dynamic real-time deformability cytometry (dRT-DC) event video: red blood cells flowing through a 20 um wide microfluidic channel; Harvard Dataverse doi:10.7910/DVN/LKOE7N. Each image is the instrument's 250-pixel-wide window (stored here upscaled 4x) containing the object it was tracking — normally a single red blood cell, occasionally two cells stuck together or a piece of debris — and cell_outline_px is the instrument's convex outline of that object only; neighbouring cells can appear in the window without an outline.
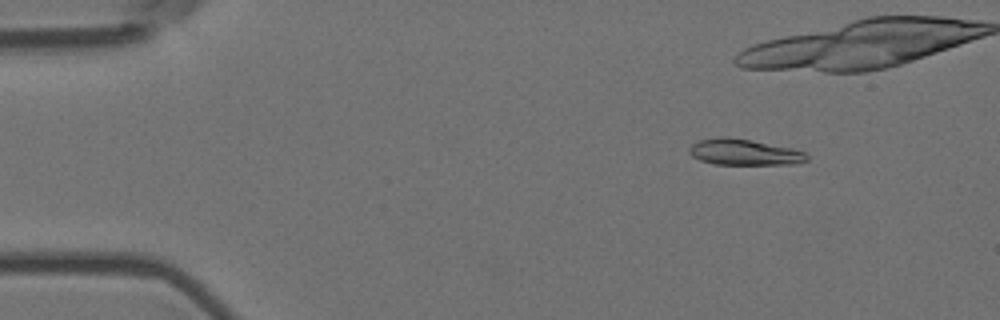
{"species": "Egyptian fruit bat (a non-hibernating species)", "species_latin": "Rousettus aegyptiacus", "temperature_condition": "room temperature", "stored_images_in_passage": 48, "camera_frame_rate_fps": 3000, "um_per_image_px": 0.085, "animal": {"sex": "female"}, "frame": {"image": 1, "passage_image": 8, "time_ms": 2.333, "image_size_px": [1000, 320], "cell_outline_px": [[808, 160], [796, 164], [716, 164], [700, 160], [692, 156], [688, 152], [688, 148], [692, 144], [700, 140], [720, 136], [728, 136], [792, 148], [804, 152], [808, 156]], "centroid_in_image_um": [63.24, 12.93], "position_along_channel_um": 21.8, "area_um2": 17.8}}